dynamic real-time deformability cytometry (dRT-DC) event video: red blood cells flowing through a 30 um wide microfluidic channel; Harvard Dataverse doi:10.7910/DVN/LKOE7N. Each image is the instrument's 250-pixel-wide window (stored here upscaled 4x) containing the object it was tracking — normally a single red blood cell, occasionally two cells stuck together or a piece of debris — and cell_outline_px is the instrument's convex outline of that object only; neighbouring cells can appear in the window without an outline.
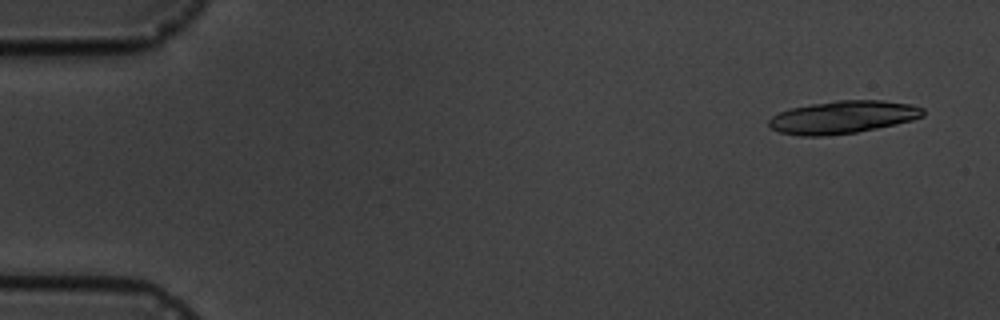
{"species": "common noctule bat (a hibernating species)", "species_latin": "Nyctalus noctula", "temperature_condition": "cold", "stored_images_in_passage": 6, "camera_frame_rate_fps": 3000, "um_per_image_px": 0.085, "animal": {"sex": "male", "body_mass_g": 19.5, "forearm_length_mm": 54.6}, "frame": {"image": 1, "passage_image": 1, "time_ms": 0.0, "image_size_px": [1000, 320], "cell_outline_px": [[924, 116], [912, 120], [896, 124], [856, 132], [824, 136], [800, 136], [780, 132], [772, 128], [768, 124], [768, 120], [772, 116], [780, 112], [792, 108], [812, 104], [836, 100], [884, 100], [912, 104], [924, 108]], "centroid_in_image_um": [71.67, 9.95], "position_along_channel_um": 13.3, "area_um2": 29.36}}